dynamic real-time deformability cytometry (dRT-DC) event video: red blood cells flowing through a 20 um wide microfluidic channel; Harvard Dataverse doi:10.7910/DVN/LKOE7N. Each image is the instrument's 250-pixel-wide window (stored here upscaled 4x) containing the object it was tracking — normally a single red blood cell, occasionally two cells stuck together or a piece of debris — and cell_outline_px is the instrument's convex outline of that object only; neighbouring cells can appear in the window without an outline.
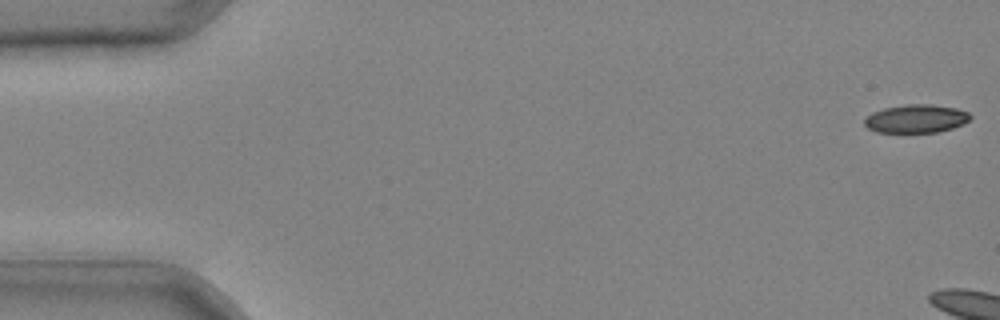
{"species": "common noctule bat (a hibernating species)", "species_latin": "Nyctalus noctula", "temperature_condition": "cold", "stored_images_in_passage": 5, "camera_frame_rate_fps": 3000, "um_per_image_px": 0.085, "animal": {"sex": "male", "body_mass_g": 20.4}, "frame": {"image": 1, "passage_image": 1, "time_ms": 0.0, "image_size_px": [1000, 320], "cell_outline_px": [[972, 116], [964, 124], [952, 128], [936, 132], [876, 132], [868, 128], [864, 124], [864, 120], [872, 112], [884, 108], [908, 104], [932, 104], [956, 108], [968, 112]], "centroid_in_image_um": [77.87, 10.08], "position_along_channel_um": 7.1, "area_um2": 17.4}}